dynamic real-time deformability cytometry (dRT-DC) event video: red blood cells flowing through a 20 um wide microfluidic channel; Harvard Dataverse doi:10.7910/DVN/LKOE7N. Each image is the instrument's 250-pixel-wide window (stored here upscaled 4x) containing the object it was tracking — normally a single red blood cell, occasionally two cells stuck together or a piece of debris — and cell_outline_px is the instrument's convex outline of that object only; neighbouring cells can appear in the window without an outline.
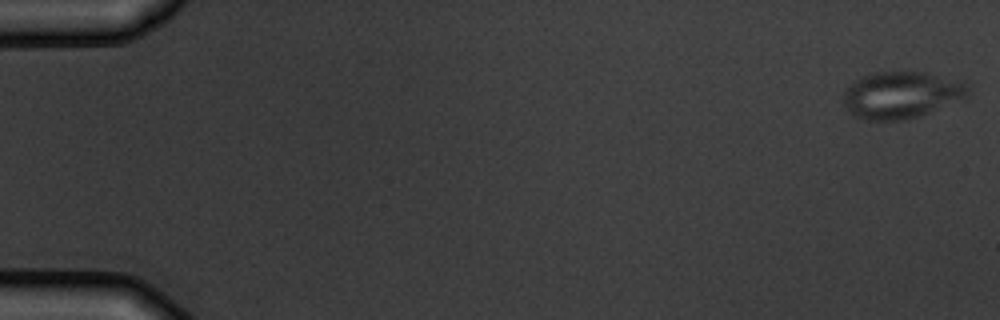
{"species": "common noctule bat (a hibernating species)", "species_latin": "Nyctalus noctula", "temperature_condition": "warm", "stored_images_in_passage": 6, "camera_frame_rate_fps": 3000, "um_per_image_px": 0.085, "animal": {"sex": "male", "body_mass_g": 19.5, "forearm_length_mm": 54.6}, "frame": {"image": 1, "passage_image": 1, "time_ms": 0.0, "image_size_px": [1000, 320], "cell_outline_px": [[968, 92], [964, 96], [920, 116], [904, 120], [864, 120], [852, 116], [844, 104], [844, 88], [860, 76], [872, 72], [928, 72], [960, 80], [968, 84]], "centroid_in_image_um": [76.53, 8.05], "position_along_channel_um": 8.5, "area_um2": 33.99}}